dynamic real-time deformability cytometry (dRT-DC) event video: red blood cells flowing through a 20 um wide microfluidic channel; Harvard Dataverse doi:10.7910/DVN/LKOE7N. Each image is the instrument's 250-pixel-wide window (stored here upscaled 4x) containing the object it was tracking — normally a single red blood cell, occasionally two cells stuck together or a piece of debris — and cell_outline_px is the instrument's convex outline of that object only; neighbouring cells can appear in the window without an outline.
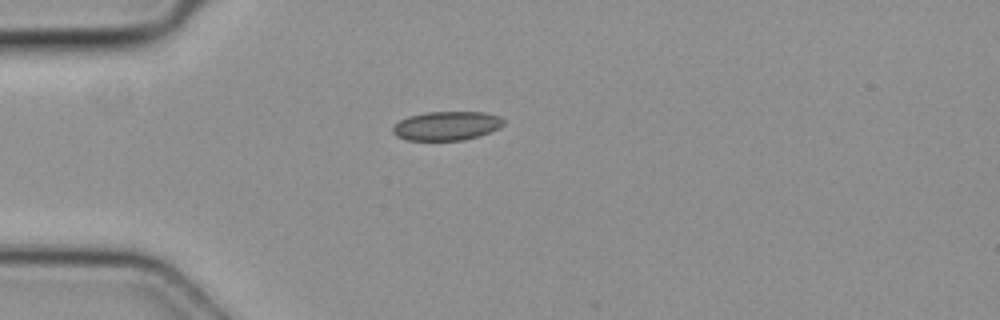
{"species": "common noctule bat (a hibernating species)", "species_latin": "Nyctalus noctula", "temperature_condition": "cold", "stored_images_in_passage": 1, "camera_frame_rate_fps": 3000, "um_per_image_px": 0.085, "animal": {"sex": "female", "body_mass_g": 19.3, "forearm_length_mm": 54.1}, "frame": {"image": 1, "passage_image": 1, "time_ms": 0.0, "image_size_px": [1000, 320], "cell_outline_px": [[504, 124], [480, 136], [464, 140], [404, 140], [396, 136], [392, 132], [392, 128], [400, 120], [408, 116], [424, 112], [484, 112], [500, 116], [504, 120]], "centroid_in_image_um": [37.94, 10.69], "position_along_channel_um": 47.1, "area_um2": 18.73}}